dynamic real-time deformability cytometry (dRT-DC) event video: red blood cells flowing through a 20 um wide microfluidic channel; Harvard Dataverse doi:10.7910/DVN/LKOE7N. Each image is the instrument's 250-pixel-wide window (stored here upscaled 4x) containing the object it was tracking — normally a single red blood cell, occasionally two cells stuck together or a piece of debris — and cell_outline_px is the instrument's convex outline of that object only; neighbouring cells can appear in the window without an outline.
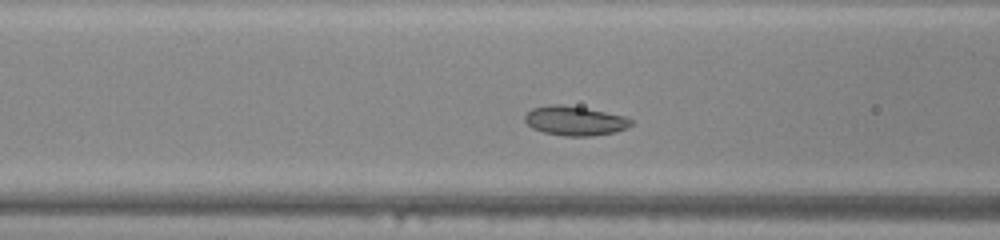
{"species": "common noctule bat (a hibernating species)", "species_latin": "Nyctalus noctula", "temperature_condition": "warm", "stored_images_in_passage": 17, "camera_frame_rate_fps": 3000, "um_per_image_px": 0.085, "animal": {"sex": "male", "body_mass_g": 20.0, "forearm_length_mm": 53.3}, "frame": {"image": 1, "passage_image": 5, "time_ms": 1.333, "image_size_px": [1000, 240], "cell_outline_px": [[632, 124], [628, 128], [616, 132], [592, 136], [568, 136], [544, 132], [532, 128], [524, 120], [524, 116], [532, 108], [552, 104], [560, 104], [584, 108], [624, 116], [632, 120]], "centroid_in_image_um": [48.86, 10.27], "position_along_channel_um": 117.7, "area_um2": 18.03}}
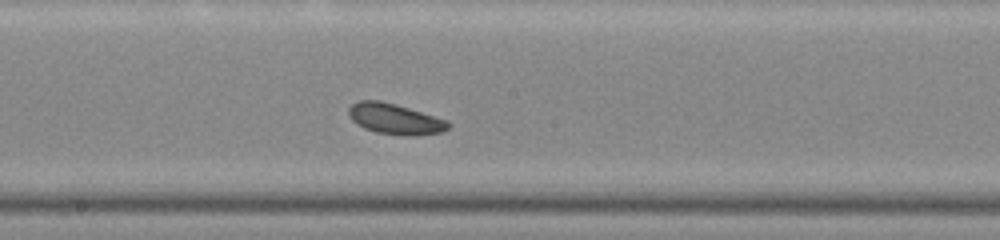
{"frame": {"image": 2, "passage_image": 12, "time_ms": 3.667, "image_size_px": [1000, 240], "cell_outline_px": [[452, 124], [444, 132], [416, 136], [408, 136], [376, 132], [364, 128], [352, 120], [348, 116], [348, 108], [352, 104], [360, 100], [380, 100], [396, 104], [448, 120]], "centroid_in_image_um": [33.6, 10.11], "position_along_channel_um": 214.6, "area_um2": 17.98}}
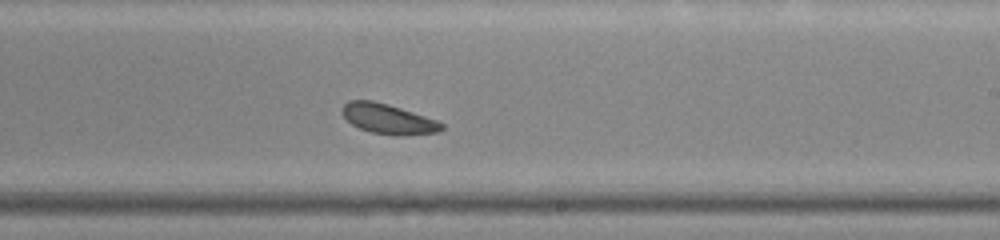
{"frame": {"image": 3, "passage_image": 15, "time_ms": 4.667, "image_size_px": [1000, 240], "cell_outline_px": [[444, 128], [440, 132], [404, 136], [396, 136], [372, 132], [360, 128], [352, 124], [340, 112], [340, 108], [348, 100], [372, 100], [388, 104], [436, 120], [444, 124]], "centroid_in_image_um": [32.99, 10.11], "position_along_channel_um": 256.0, "area_um2": 17.46}}